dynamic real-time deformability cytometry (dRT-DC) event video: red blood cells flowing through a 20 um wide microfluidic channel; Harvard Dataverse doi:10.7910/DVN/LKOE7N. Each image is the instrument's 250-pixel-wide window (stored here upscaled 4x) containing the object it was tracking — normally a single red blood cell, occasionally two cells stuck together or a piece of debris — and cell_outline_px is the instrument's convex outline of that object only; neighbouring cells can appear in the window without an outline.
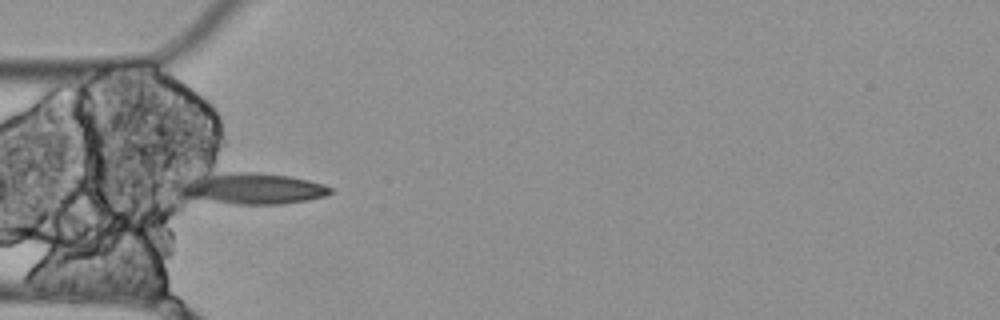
{"species": "Egyptian fruit bat (a non-hibernating species)", "species_latin": "Rousettus aegyptiacus", "temperature_condition": "cold", "stored_images_in_passage": 10, "camera_frame_rate_fps": 3000, "um_per_image_px": 0.085, "animal": {"sex": "female"}, "frame": {"image": 1, "passage_image": 4, "time_ms": 1.0, "image_size_px": [1000, 320], "cell_outline_px": [[332, 192], [324, 196], [308, 200], [280, 204], [236, 204], [188, 196], [180, 192], [180, 184], [192, 176], [204, 172], [256, 172], [292, 176], [324, 184], [332, 188]], "centroid_in_image_um": [21.45, 15.98], "position_along_channel_um": 63.5, "area_um2": 27.46}}
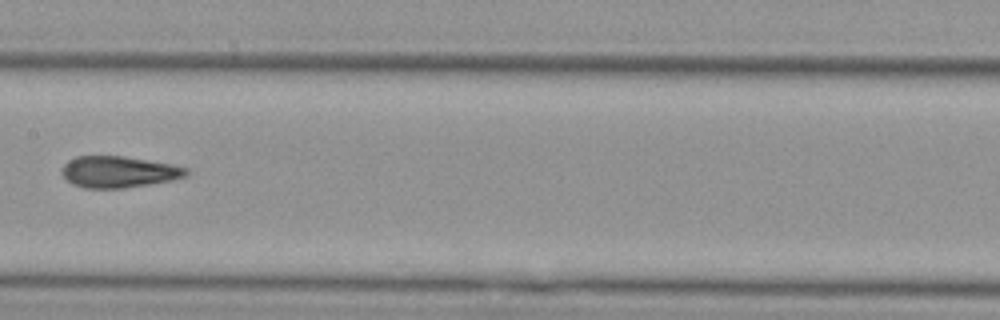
{"frame": {"image": 2, "passage_image": 7, "time_ms": 2.0, "image_size_px": [1000, 320], "cell_outline_px": [[188, 176], [172, 180], [124, 188], [84, 188], [72, 184], [60, 172], [60, 168], [68, 160], [76, 156], [124, 156], [172, 164], [188, 168]], "centroid_in_image_um": [10.07, 14.6], "position_along_channel_um": 197.3, "area_um2": 22.89}}
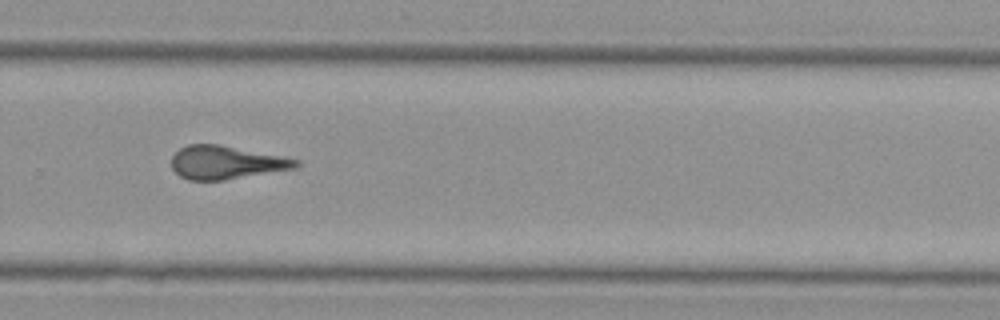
{"frame": {"image": 3, "passage_image": 10, "time_ms": 3.0, "image_size_px": [1000, 320], "cell_outline_px": [[300, 164], [296, 168], [224, 180], [188, 180], [180, 176], [172, 168], [172, 156], [180, 148], [188, 144], [220, 144], [300, 160]], "centroid_in_image_um": [19.2, 13.81], "position_along_channel_um": 310.6, "area_um2": 23.99}}